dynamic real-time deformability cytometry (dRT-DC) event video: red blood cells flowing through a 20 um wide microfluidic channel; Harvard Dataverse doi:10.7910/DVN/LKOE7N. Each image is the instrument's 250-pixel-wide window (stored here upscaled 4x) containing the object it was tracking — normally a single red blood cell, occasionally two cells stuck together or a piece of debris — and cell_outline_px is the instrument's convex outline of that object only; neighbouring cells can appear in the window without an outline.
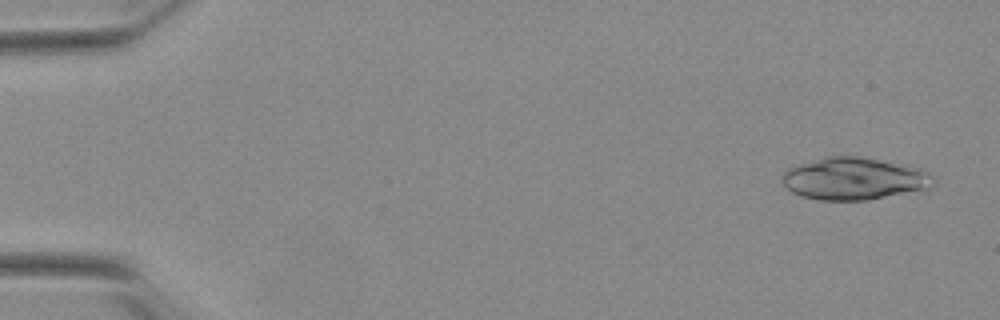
{"species": "Egyptian fruit bat (a non-hibernating species)", "species_latin": "Rousettus aegyptiacus", "temperature_condition": "warm", "stored_images_in_passage": 53, "camera_frame_rate_fps": 3000, "um_per_image_px": 0.085, "animal": {"sex": "female"}, "frame": {"image": 1, "passage_image": 3, "time_ms": 0.667, "image_size_px": [1000, 320], "cell_outline_px": [[928, 172], [924, 188], [868, 200], [820, 200], [800, 196], [792, 192], [784, 184], [784, 172], [788, 168], [824, 156], [860, 156], [908, 164], [920, 168]], "centroid_in_image_um": [72.49, 15.16], "position_along_channel_um": 12.5, "area_um2": 36.41}}